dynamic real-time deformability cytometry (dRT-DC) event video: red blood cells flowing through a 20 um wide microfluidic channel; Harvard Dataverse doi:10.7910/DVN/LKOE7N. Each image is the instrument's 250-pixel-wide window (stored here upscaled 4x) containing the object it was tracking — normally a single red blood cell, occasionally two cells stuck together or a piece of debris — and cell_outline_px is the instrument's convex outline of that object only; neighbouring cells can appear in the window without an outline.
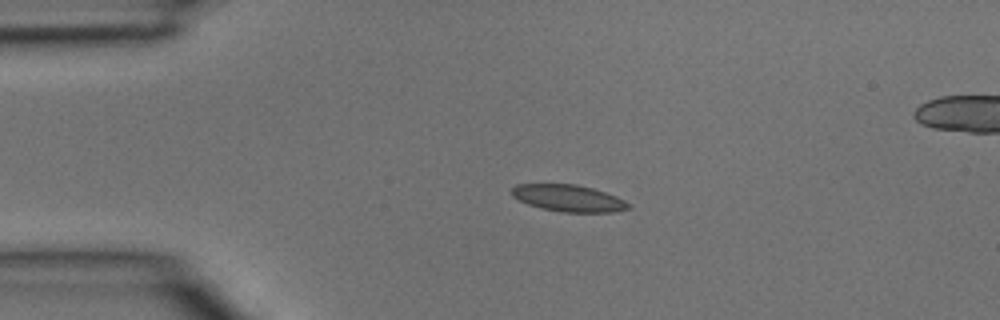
{"species": "common noctule bat (a hibernating species)", "species_latin": "Nyctalus noctula", "temperature_condition": "room temperature", "stored_images_in_passage": 3, "camera_frame_rate_fps": 3000, "um_per_image_px": 0.085, "animal": {"sex": "male", "body_mass_g": 15.6}, "frame": {"image": 1, "passage_image": 1, "time_ms": 0.0, "image_size_px": [1000, 320], "cell_outline_px": [[632, 208], [616, 212], [560, 212], [528, 204], [512, 196], [512, 188], [516, 184], [576, 184], [592, 188], [616, 196], [624, 200]], "centroid_in_image_um": [48.34, 16.84], "position_along_channel_um": 36.7, "area_um2": 18.09}}